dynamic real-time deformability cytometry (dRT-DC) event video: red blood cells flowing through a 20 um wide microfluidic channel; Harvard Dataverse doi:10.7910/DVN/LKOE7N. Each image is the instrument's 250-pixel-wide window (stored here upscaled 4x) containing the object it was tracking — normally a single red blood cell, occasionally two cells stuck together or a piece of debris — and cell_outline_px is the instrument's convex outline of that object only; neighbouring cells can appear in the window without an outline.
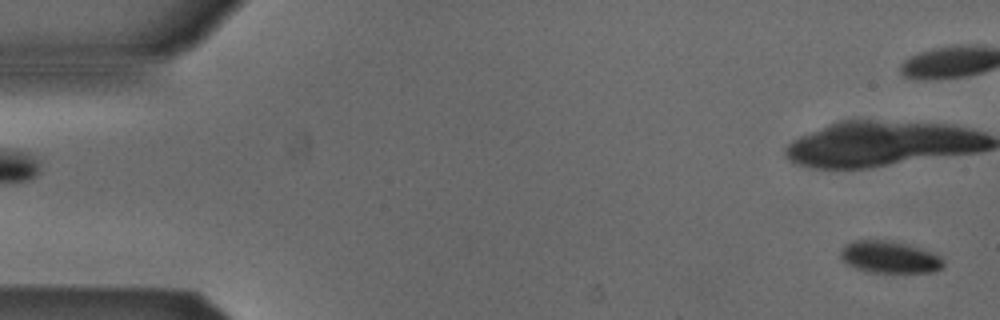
{"species": "Egyptian fruit bat (a non-hibernating species)", "species_latin": "Rousettus aegyptiacus", "temperature_condition": "cold", "stored_images_in_passage": 54, "camera_frame_rate_fps": 3000, "um_per_image_px": 0.085, "animal": {"sex": "male"}, "frame": {"image": 1, "passage_image": 1, "time_ms": 0.0, "image_size_px": [1000, 320], "cell_outline_px": [[944, 264], [940, 268], [932, 272], [864, 272], [840, 260], [840, 252], [848, 244], [856, 240], [888, 240], [904, 244], [940, 256]], "centroid_in_image_um": [75.55, 21.87], "position_along_channel_um": 9.4, "area_um2": 18.73}, "authors_computed_cell_mechanics": {"area_um2": 20.6057, "velocity_mm_per_s": 3.8426, "shape_relaxation_time_tau1_ms": 1.9304, "shape_relaxation_time_tau2_ms": null, "deformation_change_tau1": 0.0325, "deformation_change_tau2": null}}